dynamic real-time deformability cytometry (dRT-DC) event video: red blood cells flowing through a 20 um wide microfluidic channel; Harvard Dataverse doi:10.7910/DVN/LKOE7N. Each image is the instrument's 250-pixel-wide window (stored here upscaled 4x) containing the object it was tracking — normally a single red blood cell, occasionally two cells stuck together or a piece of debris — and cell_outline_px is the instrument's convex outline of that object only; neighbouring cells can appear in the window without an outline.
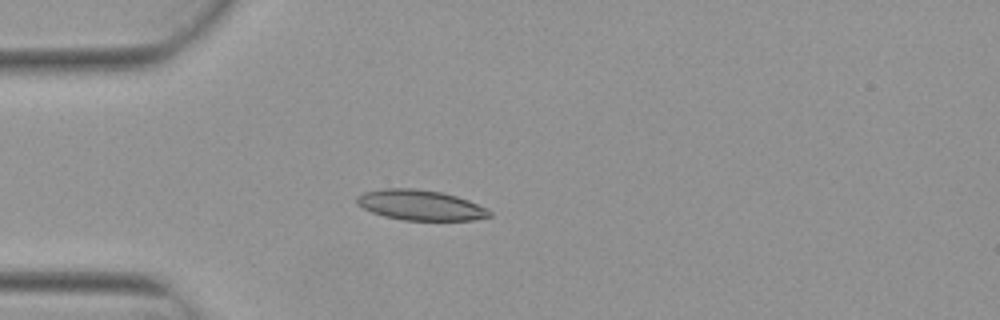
{"species": "Egyptian fruit bat (a non-hibernating species)", "species_latin": "Rousettus aegyptiacus", "temperature_condition": "warm", "stored_images_in_passage": 5, "camera_frame_rate_fps": 3000, "um_per_image_px": 0.085, "animal": {"sex": "female"}, "frame": {"image": 1, "passage_image": 4, "time_ms": 1.0, "image_size_px": [1000, 320], "cell_outline_px": [[492, 216], [472, 220], [404, 220], [384, 216], [372, 212], [356, 204], [356, 196], [364, 192], [384, 188], [412, 188], [440, 192], [456, 196], [468, 200], [488, 208], [492, 212]], "centroid_in_image_um": [35.74, 17.43], "position_along_channel_um": 49.3, "area_um2": 23.41}}